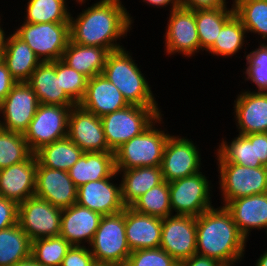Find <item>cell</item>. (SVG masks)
Masks as SVG:
<instances>
[{
    "label": "cell",
    "mask_w": 267,
    "mask_h": 266,
    "mask_svg": "<svg viewBox=\"0 0 267 266\" xmlns=\"http://www.w3.org/2000/svg\"><path fill=\"white\" fill-rule=\"evenodd\" d=\"M88 247L95 262L125 266L132 252L125 233V208L116 214L103 215Z\"/></svg>",
    "instance_id": "8992f818"
},
{
    "label": "cell",
    "mask_w": 267,
    "mask_h": 266,
    "mask_svg": "<svg viewBox=\"0 0 267 266\" xmlns=\"http://www.w3.org/2000/svg\"><path fill=\"white\" fill-rule=\"evenodd\" d=\"M234 119L238 133H267V92L245 89L234 100Z\"/></svg>",
    "instance_id": "d6986e66"
},
{
    "label": "cell",
    "mask_w": 267,
    "mask_h": 266,
    "mask_svg": "<svg viewBox=\"0 0 267 266\" xmlns=\"http://www.w3.org/2000/svg\"><path fill=\"white\" fill-rule=\"evenodd\" d=\"M33 154L23 134L0 128V170L26 161Z\"/></svg>",
    "instance_id": "74e56055"
},
{
    "label": "cell",
    "mask_w": 267,
    "mask_h": 266,
    "mask_svg": "<svg viewBox=\"0 0 267 266\" xmlns=\"http://www.w3.org/2000/svg\"><path fill=\"white\" fill-rule=\"evenodd\" d=\"M235 15L241 20L247 34H257L267 41V0H232ZM260 36V37H259Z\"/></svg>",
    "instance_id": "e575fe53"
},
{
    "label": "cell",
    "mask_w": 267,
    "mask_h": 266,
    "mask_svg": "<svg viewBox=\"0 0 267 266\" xmlns=\"http://www.w3.org/2000/svg\"><path fill=\"white\" fill-rule=\"evenodd\" d=\"M67 137L84 152H112L107 145L101 118L79 104L70 110Z\"/></svg>",
    "instance_id": "2e32d148"
},
{
    "label": "cell",
    "mask_w": 267,
    "mask_h": 266,
    "mask_svg": "<svg viewBox=\"0 0 267 266\" xmlns=\"http://www.w3.org/2000/svg\"><path fill=\"white\" fill-rule=\"evenodd\" d=\"M122 3V0H99L82 9L75 18L70 14V41L109 52L124 48L117 41L130 34L134 19Z\"/></svg>",
    "instance_id": "6da1fadb"
},
{
    "label": "cell",
    "mask_w": 267,
    "mask_h": 266,
    "mask_svg": "<svg viewBox=\"0 0 267 266\" xmlns=\"http://www.w3.org/2000/svg\"><path fill=\"white\" fill-rule=\"evenodd\" d=\"M137 213L166 218L172 214L168 182L163 181L141 195L131 206Z\"/></svg>",
    "instance_id": "8d00e7d4"
},
{
    "label": "cell",
    "mask_w": 267,
    "mask_h": 266,
    "mask_svg": "<svg viewBox=\"0 0 267 266\" xmlns=\"http://www.w3.org/2000/svg\"><path fill=\"white\" fill-rule=\"evenodd\" d=\"M109 51L98 46H83L69 41L61 60L88 79L102 74Z\"/></svg>",
    "instance_id": "f1b7e54d"
},
{
    "label": "cell",
    "mask_w": 267,
    "mask_h": 266,
    "mask_svg": "<svg viewBox=\"0 0 267 266\" xmlns=\"http://www.w3.org/2000/svg\"><path fill=\"white\" fill-rule=\"evenodd\" d=\"M257 158L267 166V133H256Z\"/></svg>",
    "instance_id": "c3c4849f"
},
{
    "label": "cell",
    "mask_w": 267,
    "mask_h": 266,
    "mask_svg": "<svg viewBox=\"0 0 267 266\" xmlns=\"http://www.w3.org/2000/svg\"><path fill=\"white\" fill-rule=\"evenodd\" d=\"M27 83L34 90L41 104L77 105L61 87L60 76L56 73V61L41 62Z\"/></svg>",
    "instance_id": "484cf974"
},
{
    "label": "cell",
    "mask_w": 267,
    "mask_h": 266,
    "mask_svg": "<svg viewBox=\"0 0 267 266\" xmlns=\"http://www.w3.org/2000/svg\"><path fill=\"white\" fill-rule=\"evenodd\" d=\"M125 266H178V262L158 247L132 251Z\"/></svg>",
    "instance_id": "b9f144b4"
},
{
    "label": "cell",
    "mask_w": 267,
    "mask_h": 266,
    "mask_svg": "<svg viewBox=\"0 0 267 266\" xmlns=\"http://www.w3.org/2000/svg\"><path fill=\"white\" fill-rule=\"evenodd\" d=\"M159 107L130 104L101 117L108 148L115 152L120 146L146 130L162 113Z\"/></svg>",
    "instance_id": "5b68a950"
},
{
    "label": "cell",
    "mask_w": 267,
    "mask_h": 266,
    "mask_svg": "<svg viewBox=\"0 0 267 266\" xmlns=\"http://www.w3.org/2000/svg\"><path fill=\"white\" fill-rule=\"evenodd\" d=\"M13 32L27 43L41 62L62 58L70 41L69 23H27Z\"/></svg>",
    "instance_id": "ba28073f"
},
{
    "label": "cell",
    "mask_w": 267,
    "mask_h": 266,
    "mask_svg": "<svg viewBox=\"0 0 267 266\" xmlns=\"http://www.w3.org/2000/svg\"><path fill=\"white\" fill-rule=\"evenodd\" d=\"M40 105L27 82H17L0 104V128L24 134Z\"/></svg>",
    "instance_id": "4fadbf2b"
},
{
    "label": "cell",
    "mask_w": 267,
    "mask_h": 266,
    "mask_svg": "<svg viewBox=\"0 0 267 266\" xmlns=\"http://www.w3.org/2000/svg\"><path fill=\"white\" fill-rule=\"evenodd\" d=\"M79 105L101 118L130 104L118 88L100 74L88 79L86 93Z\"/></svg>",
    "instance_id": "7402d4cb"
},
{
    "label": "cell",
    "mask_w": 267,
    "mask_h": 266,
    "mask_svg": "<svg viewBox=\"0 0 267 266\" xmlns=\"http://www.w3.org/2000/svg\"><path fill=\"white\" fill-rule=\"evenodd\" d=\"M32 240L17 223L0 230V266H13L31 257Z\"/></svg>",
    "instance_id": "d6a6232c"
},
{
    "label": "cell",
    "mask_w": 267,
    "mask_h": 266,
    "mask_svg": "<svg viewBox=\"0 0 267 266\" xmlns=\"http://www.w3.org/2000/svg\"><path fill=\"white\" fill-rule=\"evenodd\" d=\"M71 246L60 235L32 240L31 257L42 266H61Z\"/></svg>",
    "instance_id": "f35d334b"
},
{
    "label": "cell",
    "mask_w": 267,
    "mask_h": 266,
    "mask_svg": "<svg viewBox=\"0 0 267 266\" xmlns=\"http://www.w3.org/2000/svg\"><path fill=\"white\" fill-rule=\"evenodd\" d=\"M160 248L177 262L196 254V217L170 215L162 219Z\"/></svg>",
    "instance_id": "9a60e30c"
},
{
    "label": "cell",
    "mask_w": 267,
    "mask_h": 266,
    "mask_svg": "<svg viewBox=\"0 0 267 266\" xmlns=\"http://www.w3.org/2000/svg\"><path fill=\"white\" fill-rule=\"evenodd\" d=\"M169 13L165 36L163 35L165 54H180L189 59L200 53L195 10L179 7Z\"/></svg>",
    "instance_id": "5bb4252c"
},
{
    "label": "cell",
    "mask_w": 267,
    "mask_h": 266,
    "mask_svg": "<svg viewBox=\"0 0 267 266\" xmlns=\"http://www.w3.org/2000/svg\"><path fill=\"white\" fill-rule=\"evenodd\" d=\"M72 1H73V0H72ZM74 1H76L77 4H79V5L81 4V5H82V4H86V2H87L88 0H87V1H86V0H74Z\"/></svg>",
    "instance_id": "11a10c76"
},
{
    "label": "cell",
    "mask_w": 267,
    "mask_h": 266,
    "mask_svg": "<svg viewBox=\"0 0 267 266\" xmlns=\"http://www.w3.org/2000/svg\"><path fill=\"white\" fill-rule=\"evenodd\" d=\"M114 152H84L68 170L75 186L112 177L116 173Z\"/></svg>",
    "instance_id": "4316f807"
},
{
    "label": "cell",
    "mask_w": 267,
    "mask_h": 266,
    "mask_svg": "<svg viewBox=\"0 0 267 266\" xmlns=\"http://www.w3.org/2000/svg\"><path fill=\"white\" fill-rule=\"evenodd\" d=\"M178 266H224V265L214 258L196 253L190 258L178 262Z\"/></svg>",
    "instance_id": "7dc6e473"
},
{
    "label": "cell",
    "mask_w": 267,
    "mask_h": 266,
    "mask_svg": "<svg viewBox=\"0 0 267 266\" xmlns=\"http://www.w3.org/2000/svg\"><path fill=\"white\" fill-rule=\"evenodd\" d=\"M94 262L88 246L72 245L63 258L61 266H91Z\"/></svg>",
    "instance_id": "7bdbcfd3"
},
{
    "label": "cell",
    "mask_w": 267,
    "mask_h": 266,
    "mask_svg": "<svg viewBox=\"0 0 267 266\" xmlns=\"http://www.w3.org/2000/svg\"><path fill=\"white\" fill-rule=\"evenodd\" d=\"M37 159L33 154L28 160L0 170V197L18 205L34 196Z\"/></svg>",
    "instance_id": "ffe728a7"
},
{
    "label": "cell",
    "mask_w": 267,
    "mask_h": 266,
    "mask_svg": "<svg viewBox=\"0 0 267 266\" xmlns=\"http://www.w3.org/2000/svg\"><path fill=\"white\" fill-rule=\"evenodd\" d=\"M72 107L74 106L40 103L28 129L23 134L33 153L47 144L67 137L68 118Z\"/></svg>",
    "instance_id": "30bf717a"
},
{
    "label": "cell",
    "mask_w": 267,
    "mask_h": 266,
    "mask_svg": "<svg viewBox=\"0 0 267 266\" xmlns=\"http://www.w3.org/2000/svg\"><path fill=\"white\" fill-rule=\"evenodd\" d=\"M162 116L114 152L116 170L161 166L164 147L171 135L165 128H157L161 124L164 127Z\"/></svg>",
    "instance_id": "277c9868"
},
{
    "label": "cell",
    "mask_w": 267,
    "mask_h": 266,
    "mask_svg": "<svg viewBox=\"0 0 267 266\" xmlns=\"http://www.w3.org/2000/svg\"><path fill=\"white\" fill-rule=\"evenodd\" d=\"M0 15L2 16V14H0ZM1 16H0V48H2L3 34H4V32H6V31H4L5 29H3V24H1V23H3V22H1L2 21Z\"/></svg>",
    "instance_id": "f5cc1de1"
},
{
    "label": "cell",
    "mask_w": 267,
    "mask_h": 266,
    "mask_svg": "<svg viewBox=\"0 0 267 266\" xmlns=\"http://www.w3.org/2000/svg\"><path fill=\"white\" fill-rule=\"evenodd\" d=\"M56 73L60 76L62 89L76 104H79L86 93L88 78L61 59L56 60Z\"/></svg>",
    "instance_id": "60d3db41"
},
{
    "label": "cell",
    "mask_w": 267,
    "mask_h": 266,
    "mask_svg": "<svg viewBox=\"0 0 267 266\" xmlns=\"http://www.w3.org/2000/svg\"><path fill=\"white\" fill-rule=\"evenodd\" d=\"M116 171L121 177V199L125 207H130L141 195L164 181L161 166Z\"/></svg>",
    "instance_id": "83f0119b"
},
{
    "label": "cell",
    "mask_w": 267,
    "mask_h": 266,
    "mask_svg": "<svg viewBox=\"0 0 267 266\" xmlns=\"http://www.w3.org/2000/svg\"><path fill=\"white\" fill-rule=\"evenodd\" d=\"M7 33L2 38V60L17 82H27L41 61L25 41L14 32Z\"/></svg>",
    "instance_id": "d4e9b609"
},
{
    "label": "cell",
    "mask_w": 267,
    "mask_h": 266,
    "mask_svg": "<svg viewBox=\"0 0 267 266\" xmlns=\"http://www.w3.org/2000/svg\"><path fill=\"white\" fill-rule=\"evenodd\" d=\"M200 152L197 144L191 139L171 134L163 151V180L169 183L202 171Z\"/></svg>",
    "instance_id": "7c38bea8"
},
{
    "label": "cell",
    "mask_w": 267,
    "mask_h": 266,
    "mask_svg": "<svg viewBox=\"0 0 267 266\" xmlns=\"http://www.w3.org/2000/svg\"><path fill=\"white\" fill-rule=\"evenodd\" d=\"M116 177H119L117 172L112 177L79 186L76 203L102 215L123 211L125 206L121 199V182L119 180L117 184L112 181Z\"/></svg>",
    "instance_id": "e0dca14e"
},
{
    "label": "cell",
    "mask_w": 267,
    "mask_h": 266,
    "mask_svg": "<svg viewBox=\"0 0 267 266\" xmlns=\"http://www.w3.org/2000/svg\"><path fill=\"white\" fill-rule=\"evenodd\" d=\"M17 81L11 76L6 64L0 60V104L15 86Z\"/></svg>",
    "instance_id": "bcb514c9"
},
{
    "label": "cell",
    "mask_w": 267,
    "mask_h": 266,
    "mask_svg": "<svg viewBox=\"0 0 267 266\" xmlns=\"http://www.w3.org/2000/svg\"><path fill=\"white\" fill-rule=\"evenodd\" d=\"M83 153L74 142L65 137L41 147L34 154L40 166L68 172Z\"/></svg>",
    "instance_id": "4dcf8cb0"
},
{
    "label": "cell",
    "mask_w": 267,
    "mask_h": 266,
    "mask_svg": "<svg viewBox=\"0 0 267 266\" xmlns=\"http://www.w3.org/2000/svg\"><path fill=\"white\" fill-rule=\"evenodd\" d=\"M13 266H42L36 262L32 257H29L23 261L15 263Z\"/></svg>",
    "instance_id": "f907efd6"
},
{
    "label": "cell",
    "mask_w": 267,
    "mask_h": 266,
    "mask_svg": "<svg viewBox=\"0 0 267 266\" xmlns=\"http://www.w3.org/2000/svg\"><path fill=\"white\" fill-rule=\"evenodd\" d=\"M254 264L255 266H267V250L259 256Z\"/></svg>",
    "instance_id": "816d5d0a"
},
{
    "label": "cell",
    "mask_w": 267,
    "mask_h": 266,
    "mask_svg": "<svg viewBox=\"0 0 267 266\" xmlns=\"http://www.w3.org/2000/svg\"><path fill=\"white\" fill-rule=\"evenodd\" d=\"M231 5L230 8L195 10L200 52L207 51L214 44L222 27L235 15Z\"/></svg>",
    "instance_id": "1f68e13d"
},
{
    "label": "cell",
    "mask_w": 267,
    "mask_h": 266,
    "mask_svg": "<svg viewBox=\"0 0 267 266\" xmlns=\"http://www.w3.org/2000/svg\"><path fill=\"white\" fill-rule=\"evenodd\" d=\"M125 233L131 251L160 247L162 218L125 207Z\"/></svg>",
    "instance_id": "cb8c5ba5"
},
{
    "label": "cell",
    "mask_w": 267,
    "mask_h": 266,
    "mask_svg": "<svg viewBox=\"0 0 267 266\" xmlns=\"http://www.w3.org/2000/svg\"><path fill=\"white\" fill-rule=\"evenodd\" d=\"M247 242L224 206L212 207L196 217L197 254L235 266L245 257Z\"/></svg>",
    "instance_id": "7a4b0ae2"
},
{
    "label": "cell",
    "mask_w": 267,
    "mask_h": 266,
    "mask_svg": "<svg viewBox=\"0 0 267 266\" xmlns=\"http://www.w3.org/2000/svg\"><path fill=\"white\" fill-rule=\"evenodd\" d=\"M132 57V52L125 47L109 52L102 74L118 88L129 104L158 107L148 79Z\"/></svg>",
    "instance_id": "3957f363"
},
{
    "label": "cell",
    "mask_w": 267,
    "mask_h": 266,
    "mask_svg": "<svg viewBox=\"0 0 267 266\" xmlns=\"http://www.w3.org/2000/svg\"><path fill=\"white\" fill-rule=\"evenodd\" d=\"M216 164L221 206L240 197L267 193V166L253 168L229 162Z\"/></svg>",
    "instance_id": "52a82bcc"
},
{
    "label": "cell",
    "mask_w": 267,
    "mask_h": 266,
    "mask_svg": "<svg viewBox=\"0 0 267 266\" xmlns=\"http://www.w3.org/2000/svg\"><path fill=\"white\" fill-rule=\"evenodd\" d=\"M2 59V48H0V60Z\"/></svg>",
    "instance_id": "9f6ffc18"
},
{
    "label": "cell",
    "mask_w": 267,
    "mask_h": 266,
    "mask_svg": "<svg viewBox=\"0 0 267 266\" xmlns=\"http://www.w3.org/2000/svg\"><path fill=\"white\" fill-rule=\"evenodd\" d=\"M224 207L247 240L253 229L267 230V193L240 197L229 201Z\"/></svg>",
    "instance_id": "603a6c76"
},
{
    "label": "cell",
    "mask_w": 267,
    "mask_h": 266,
    "mask_svg": "<svg viewBox=\"0 0 267 266\" xmlns=\"http://www.w3.org/2000/svg\"><path fill=\"white\" fill-rule=\"evenodd\" d=\"M247 30L243 26L241 20L234 15L221 29L214 44L206 51L212 56H219L222 58H232V56L239 53V51L247 50ZM248 43V44H247ZM246 44V45H244ZM246 46V47H245ZM243 47H245L243 49Z\"/></svg>",
    "instance_id": "836d02e7"
},
{
    "label": "cell",
    "mask_w": 267,
    "mask_h": 266,
    "mask_svg": "<svg viewBox=\"0 0 267 266\" xmlns=\"http://www.w3.org/2000/svg\"><path fill=\"white\" fill-rule=\"evenodd\" d=\"M18 223V204L0 197V230Z\"/></svg>",
    "instance_id": "ee69618b"
},
{
    "label": "cell",
    "mask_w": 267,
    "mask_h": 266,
    "mask_svg": "<svg viewBox=\"0 0 267 266\" xmlns=\"http://www.w3.org/2000/svg\"><path fill=\"white\" fill-rule=\"evenodd\" d=\"M34 195L63 209L76 203L77 187L68 172L43 167L37 163Z\"/></svg>",
    "instance_id": "ac0fdd59"
},
{
    "label": "cell",
    "mask_w": 267,
    "mask_h": 266,
    "mask_svg": "<svg viewBox=\"0 0 267 266\" xmlns=\"http://www.w3.org/2000/svg\"><path fill=\"white\" fill-rule=\"evenodd\" d=\"M142 2L147 3L146 5L157 7V8H166L170 6L169 12L175 9H178L180 7V1L179 0H143ZM171 9V10H170Z\"/></svg>",
    "instance_id": "681fc988"
},
{
    "label": "cell",
    "mask_w": 267,
    "mask_h": 266,
    "mask_svg": "<svg viewBox=\"0 0 267 266\" xmlns=\"http://www.w3.org/2000/svg\"><path fill=\"white\" fill-rule=\"evenodd\" d=\"M62 209L32 196L18 205V224L31 240L60 235Z\"/></svg>",
    "instance_id": "8fae6325"
},
{
    "label": "cell",
    "mask_w": 267,
    "mask_h": 266,
    "mask_svg": "<svg viewBox=\"0 0 267 266\" xmlns=\"http://www.w3.org/2000/svg\"><path fill=\"white\" fill-rule=\"evenodd\" d=\"M91 266H114L108 263H98V262H94Z\"/></svg>",
    "instance_id": "db71d44e"
},
{
    "label": "cell",
    "mask_w": 267,
    "mask_h": 266,
    "mask_svg": "<svg viewBox=\"0 0 267 266\" xmlns=\"http://www.w3.org/2000/svg\"><path fill=\"white\" fill-rule=\"evenodd\" d=\"M102 217V214L77 203L63 208L60 236L71 245L89 246Z\"/></svg>",
    "instance_id": "44dd1931"
},
{
    "label": "cell",
    "mask_w": 267,
    "mask_h": 266,
    "mask_svg": "<svg viewBox=\"0 0 267 266\" xmlns=\"http://www.w3.org/2000/svg\"><path fill=\"white\" fill-rule=\"evenodd\" d=\"M211 180L201 171L168 183L171 211L174 215L198 217L212 205ZM212 194V195H211Z\"/></svg>",
    "instance_id": "9c48e42d"
},
{
    "label": "cell",
    "mask_w": 267,
    "mask_h": 266,
    "mask_svg": "<svg viewBox=\"0 0 267 266\" xmlns=\"http://www.w3.org/2000/svg\"><path fill=\"white\" fill-rule=\"evenodd\" d=\"M180 7L189 10H205L227 7L226 0H179Z\"/></svg>",
    "instance_id": "f6af8a7d"
},
{
    "label": "cell",
    "mask_w": 267,
    "mask_h": 266,
    "mask_svg": "<svg viewBox=\"0 0 267 266\" xmlns=\"http://www.w3.org/2000/svg\"><path fill=\"white\" fill-rule=\"evenodd\" d=\"M68 0H28L25 4L27 23H69L70 8ZM69 8V9H68Z\"/></svg>",
    "instance_id": "d590c367"
},
{
    "label": "cell",
    "mask_w": 267,
    "mask_h": 266,
    "mask_svg": "<svg viewBox=\"0 0 267 266\" xmlns=\"http://www.w3.org/2000/svg\"><path fill=\"white\" fill-rule=\"evenodd\" d=\"M216 148V161L229 162L247 167L264 166L256 151V133L247 135L237 134L230 142L222 138Z\"/></svg>",
    "instance_id": "f546056e"
},
{
    "label": "cell",
    "mask_w": 267,
    "mask_h": 266,
    "mask_svg": "<svg viewBox=\"0 0 267 266\" xmlns=\"http://www.w3.org/2000/svg\"><path fill=\"white\" fill-rule=\"evenodd\" d=\"M258 48L251 50L246 58V68L243 79L256 85L252 92H267V42H259Z\"/></svg>",
    "instance_id": "ab89813d"
}]
</instances>
